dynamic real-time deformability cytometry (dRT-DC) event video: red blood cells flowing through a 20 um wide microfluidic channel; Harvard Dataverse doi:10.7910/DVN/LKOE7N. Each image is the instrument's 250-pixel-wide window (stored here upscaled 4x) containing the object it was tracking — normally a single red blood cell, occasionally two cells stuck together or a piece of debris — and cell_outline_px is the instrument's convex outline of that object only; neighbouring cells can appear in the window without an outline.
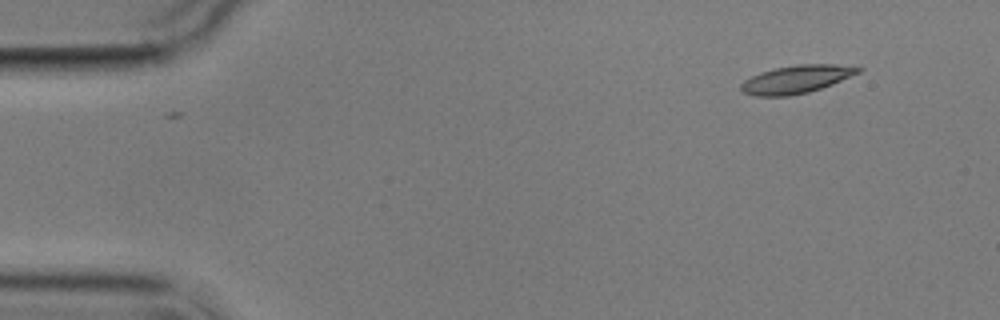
{"species": "common noctule bat (a hibernating species)", "species_latin": "Nyctalus noctula", "temperature_condition": "cold", "stored_images_in_passage": 4, "camera_frame_rate_fps": 3000, "um_per_image_px": 0.085, "animal": {"sex": "male", "body_mass_g": 17.9}, "frame": {"image": 1, "passage_image": 1, "time_ms": 0.0, "image_size_px": [1000, 320], "cell_outline_px": [[864, 68], [860, 72], [832, 84], [808, 92], [788, 96], [756, 96], [744, 92], [740, 88], [740, 84], [744, 80], [760, 72], [772, 68], [800, 64], [832, 64]], "centroid_in_image_um": [67.66, 6.73], "position_along_channel_um": 17.3, "area_um2": 18.96}}
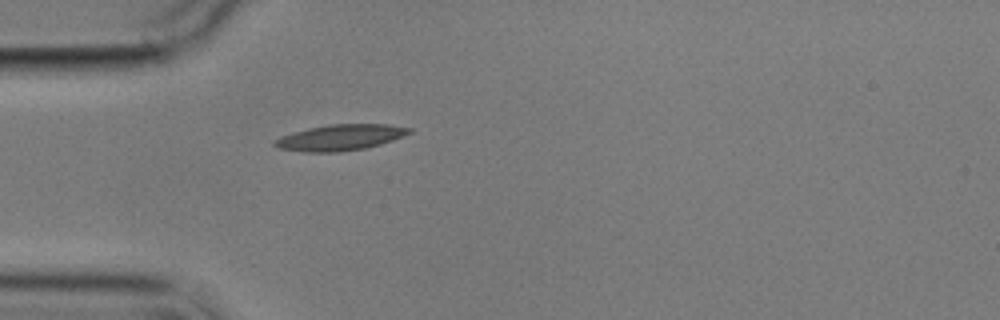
{"frame": {"image": 2, "passage_image": 4, "time_ms": 3.667, "image_size_px": [1000, 320], "cell_outline_px": [[412, 132], [404, 136], [380, 144], [364, 148], [340, 152], [304, 152], [276, 148], [272, 144], [272, 140], [280, 136], [292, 132], [308, 128], [328, 124], [388, 124], [412, 128]], "centroid_in_image_um": [28.87, 11.68], "position_along_channel_um": 56.1, "area_um2": 20.58}}